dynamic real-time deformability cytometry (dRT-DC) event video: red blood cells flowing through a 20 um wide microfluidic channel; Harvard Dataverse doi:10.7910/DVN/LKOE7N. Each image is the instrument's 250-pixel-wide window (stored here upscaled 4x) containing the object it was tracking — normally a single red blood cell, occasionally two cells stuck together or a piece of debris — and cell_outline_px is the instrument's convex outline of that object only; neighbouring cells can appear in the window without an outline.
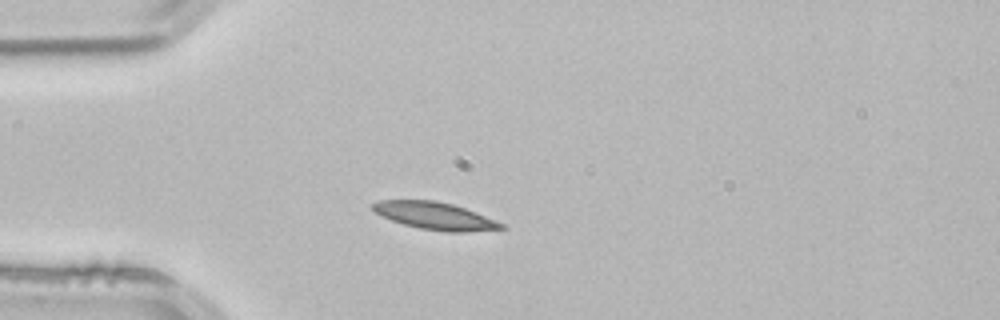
{"species": "common noctule bat (a hibernating species)", "species_latin": "Nyctalus noctula", "temperature_condition": "room temperature", "stored_images_in_passage": 2, "camera_frame_rate_fps": 3000, "um_per_image_px": 0.085, "animal": {"sex": "male", "body_mass_g": 21.5, "forearm_length_mm": 52.0}, "frame": {"image": 1, "passage_image": 2, "time_ms": 0.333, "image_size_px": [1000, 320], "cell_outline_px": [[508, 228], [468, 232], [448, 232], [420, 228], [404, 224], [380, 216], [372, 212], [372, 204], [380, 200], [436, 200], [452, 204], [464, 208], [504, 224]], "centroid_in_image_um": [36.94, 18.35], "position_along_channel_um": 48.1, "area_um2": 20.4}}